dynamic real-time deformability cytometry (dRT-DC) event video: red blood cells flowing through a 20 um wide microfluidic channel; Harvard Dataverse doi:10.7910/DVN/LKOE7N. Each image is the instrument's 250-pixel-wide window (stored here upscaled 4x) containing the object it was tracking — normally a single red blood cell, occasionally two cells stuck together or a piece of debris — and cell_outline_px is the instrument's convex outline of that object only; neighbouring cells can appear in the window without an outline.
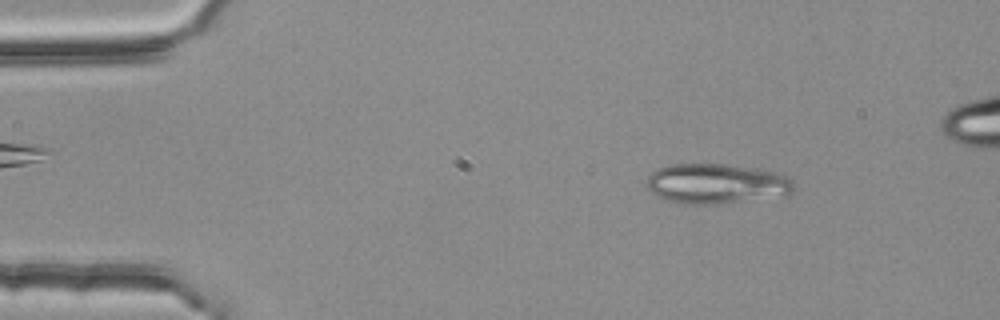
{"species": "common noctule bat (a hibernating species)", "species_latin": "Nyctalus noctula", "temperature_condition": "room temperature", "stored_images_in_passage": 54, "segment_of_instrument_passage": [1, 2], "camera_frame_rate_fps": 3000, "um_per_image_px": 0.085, "animal": {"sex": "female", "body_mass_g": 25.1}, "frame": {"image": 1, "passage_image": 7, "time_ms": 2.0, "image_size_px": [1000, 320], "cell_outline_px": [[796, 188], [788, 196], [716, 204], [692, 204], [668, 200], [644, 188], [644, 184], [648, 176], [656, 168], [672, 164], [724, 164], [760, 168], [776, 172], [788, 176], [792, 180]], "centroid_in_image_um": [60.94, 15.6], "position_along_channel_um": 24.1, "area_um2": 34.85}}
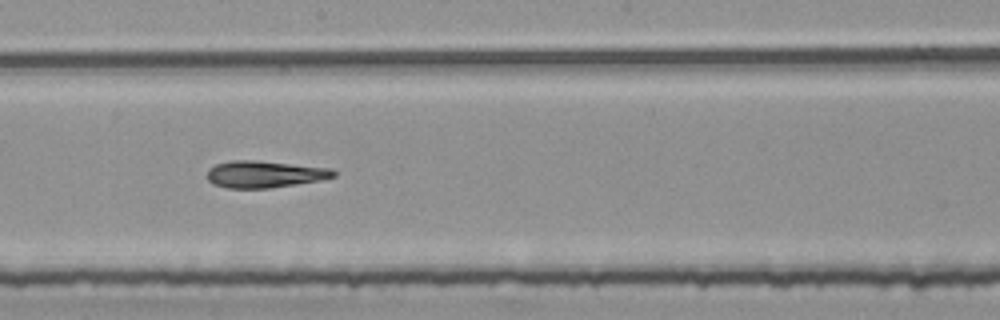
{"frame": {"image": 2, "passage_image": 29, "time_ms": 9.333, "image_size_px": [1000, 320], "cell_outline_px": [[336, 176], [324, 180], [268, 188], [228, 188], [212, 184], [208, 180], [208, 168], [216, 164], [232, 160], [256, 160], [332, 168], [336, 172]], "centroid_in_image_um": [22.51, 14.8], "position_along_channel_um": 225.7, "area_um2": 19.94}}
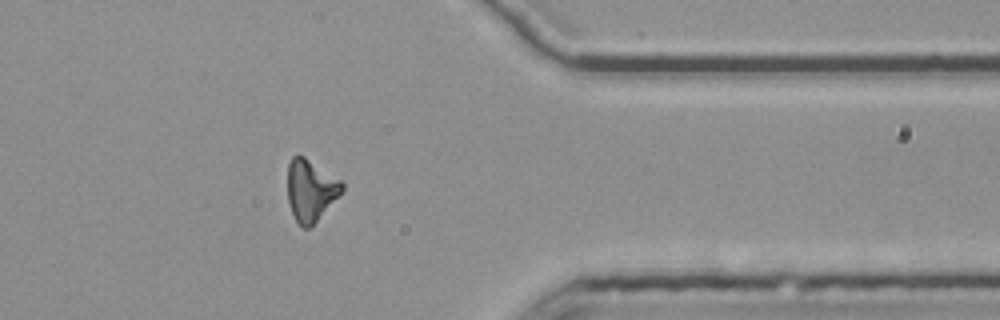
{"frame": {"image": 3, "passage_image": 43, "time_ms": 14.0, "image_size_px": [1000, 320], "cell_outline_px": [[344, 188], [316, 220], [308, 228], [304, 228], [296, 220], [292, 212], [288, 200], [288, 164], [292, 156], [296, 152], [304, 156], [340, 180], [344, 184]], "centroid_in_image_um": [26.36, 16.11], "position_along_channel_um": 385.0, "area_um2": 19.02}}